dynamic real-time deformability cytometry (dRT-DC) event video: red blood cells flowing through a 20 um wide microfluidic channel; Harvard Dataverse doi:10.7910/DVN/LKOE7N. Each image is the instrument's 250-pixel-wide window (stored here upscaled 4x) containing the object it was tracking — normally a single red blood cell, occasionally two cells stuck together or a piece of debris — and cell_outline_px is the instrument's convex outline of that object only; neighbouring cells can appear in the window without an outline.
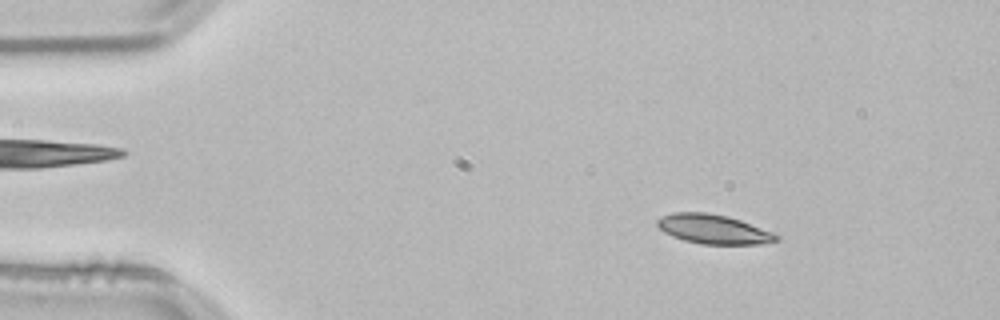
{"species": "common noctule bat (a hibernating species)", "species_latin": "Nyctalus noctula", "temperature_condition": "room temperature", "stored_images_in_passage": 52, "camera_frame_rate_fps": 3000, "um_per_image_px": 0.085, "animal": {"sex": "male", "body_mass_g": 21.5, "forearm_length_mm": 52.0}, "frame": {"image": 1, "passage_image": 7, "time_ms": 2.0, "image_size_px": [1000, 320], "cell_outline_px": [[780, 240], [760, 244], [704, 244], [684, 240], [672, 236], [664, 232], [656, 224], [656, 220], [660, 216], [672, 212], [708, 212], [728, 216], [740, 220], [772, 232], [780, 236]], "centroid_in_image_um": [60.62, 19.47], "position_along_channel_um": 24.4, "area_um2": 20.4}}
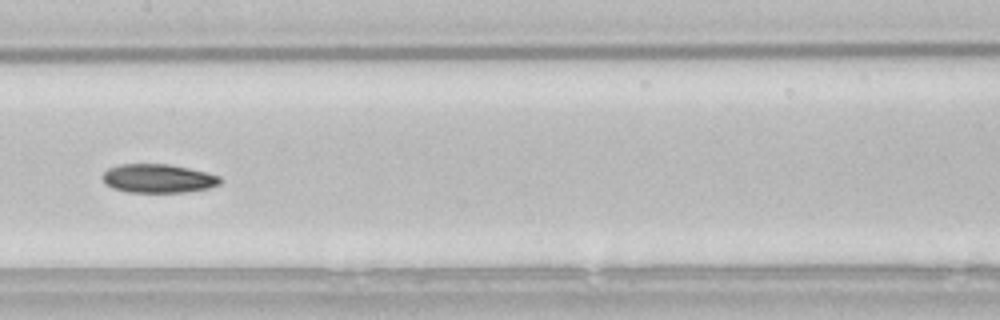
{"frame": {"image": 2, "passage_image": 26, "time_ms": 8.333, "image_size_px": [1000, 320], "cell_outline_px": [[220, 184], [208, 188], [184, 192], [128, 192], [112, 188], [104, 184], [104, 172], [108, 168], [120, 164], [168, 164], [188, 168], [220, 176]], "centroid_in_image_um": [13.42, 15.17], "position_along_channel_um": 194.0, "area_um2": 19.54}}
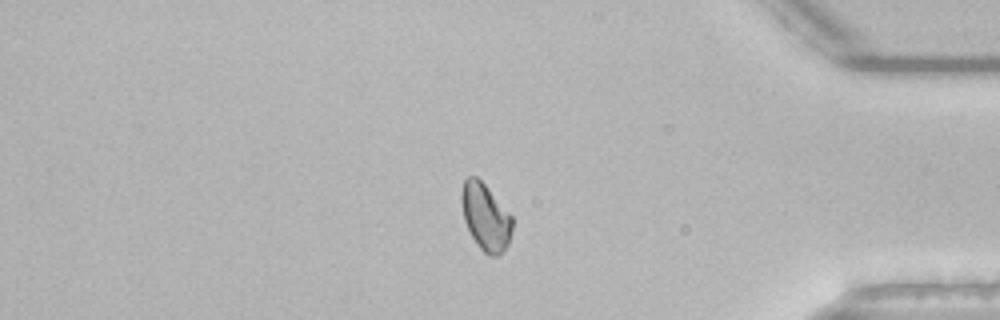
{"frame": {"image": 3, "passage_image": 44, "time_ms": 14.333, "image_size_px": [1000, 320], "cell_outline_px": [[512, 228], [508, 244], [496, 256], [488, 256], [476, 244], [464, 220], [460, 200], [460, 196], [464, 180], [468, 176], [476, 176], [484, 184], [512, 216]], "centroid_in_image_um": [41.24, 18.43], "position_along_channel_um": 394.0, "area_um2": 19.54}, "authors_computed_cell_mechanics": {"area_um2": 19.9988, "velocity_mm_per_s": 3.8264, "shape_relaxation_time_tau1_ms": 9.5414, "shape_relaxation_time_tau2_ms": null, "deformation_change_tau1": 0.149, "deformation_change_tau2": null}}